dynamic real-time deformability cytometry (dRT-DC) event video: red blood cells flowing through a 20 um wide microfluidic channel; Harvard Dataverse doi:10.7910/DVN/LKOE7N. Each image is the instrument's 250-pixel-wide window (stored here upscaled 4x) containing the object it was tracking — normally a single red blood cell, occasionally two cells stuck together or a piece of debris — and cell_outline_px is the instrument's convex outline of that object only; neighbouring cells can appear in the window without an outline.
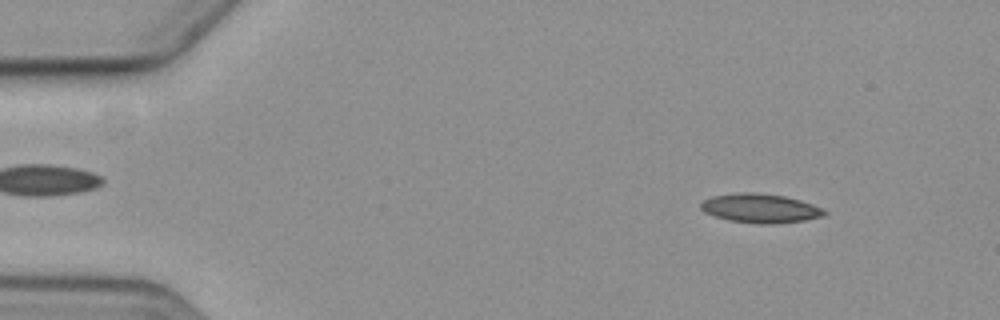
{"species": "common noctule bat (a hibernating species)", "species_latin": "Nyctalus noctula", "temperature_condition": "cold", "stored_images_in_passage": 6, "camera_frame_rate_fps": 3000, "um_per_image_px": 0.085, "animal": {"sex": "female", "body_mass_g": 19.3, "forearm_length_mm": 54.1}, "frame": {"image": 1, "passage_image": 2, "time_ms": 1.0, "image_size_px": [1000, 320], "cell_outline_px": [[828, 212], [824, 216], [804, 220], [776, 224], [756, 224], [728, 220], [704, 212], [700, 208], [700, 204], [704, 200], [712, 196], [744, 192], [752, 192], [784, 196], [800, 200], [812, 204]], "centroid_in_image_um": [64.62, 17.71], "position_along_channel_um": 20.4, "area_um2": 20.87}}
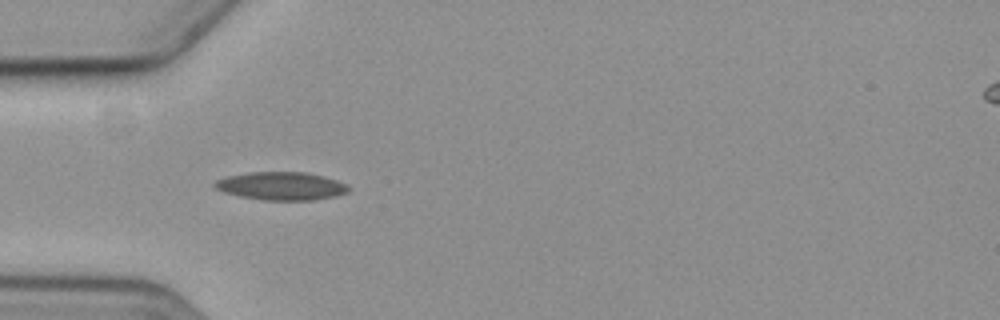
{"frame": {"image": 2, "passage_image": 5, "time_ms": 4.667, "image_size_px": [1000, 320], "cell_outline_px": [[352, 188], [348, 192], [336, 196], [316, 200], [264, 200], [240, 196], [224, 192], [216, 188], [212, 184], [216, 180], [228, 176], [252, 172], [304, 172], [324, 176], [348, 184]], "centroid_in_image_um": [23.96, 15.81], "position_along_channel_um": 61.0, "area_um2": 21.96}}
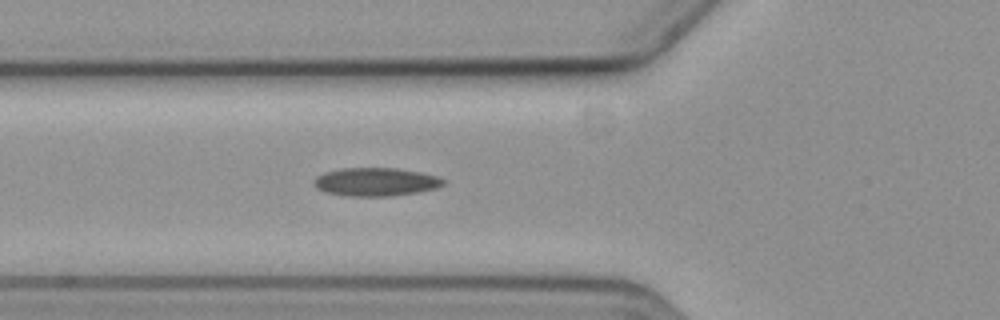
{"frame": {"image": 3, "passage_image": 6, "time_ms": 5.667, "image_size_px": [1000, 320], "cell_outline_px": [[448, 180], [444, 184], [436, 188], [416, 192], [392, 196], [344, 196], [324, 192], [316, 188], [312, 184], [316, 176], [324, 172], [340, 168], [396, 168], [420, 172], [440, 176]], "centroid_in_image_um": [31.93, 15.46], "position_along_channel_um": 93.9, "area_um2": 21.68}}